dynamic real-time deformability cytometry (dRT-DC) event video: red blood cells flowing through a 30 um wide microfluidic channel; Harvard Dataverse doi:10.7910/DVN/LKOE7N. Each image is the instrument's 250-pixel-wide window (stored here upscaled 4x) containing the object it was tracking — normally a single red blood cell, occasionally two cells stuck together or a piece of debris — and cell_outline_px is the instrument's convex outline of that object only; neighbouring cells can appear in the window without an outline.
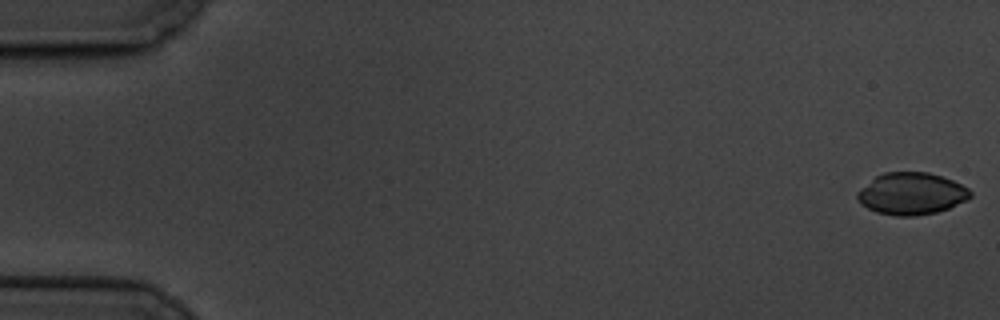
{"species": "common noctule bat (a hibernating species)", "species_latin": "Nyctalus noctula", "temperature_condition": "cold", "stored_images_in_passage": 7, "camera_frame_rate_fps": 3000, "um_per_image_px": 0.085, "animal": {"sex": "male", "body_mass_g": 19.5, "forearm_length_mm": 54.6}, "frame": {"image": 1, "passage_image": 1, "time_ms": 0.0, "image_size_px": [1000, 320], "cell_outline_px": [[972, 196], [948, 208], [936, 212], [916, 216], [896, 216], [876, 212], [860, 204], [856, 196], [856, 192], [860, 188], [876, 176], [884, 172], [928, 172], [952, 180], [968, 188], [972, 192]], "centroid_in_image_um": [77.43, 16.46], "position_along_channel_um": 7.6, "area_um2": 27.57}}
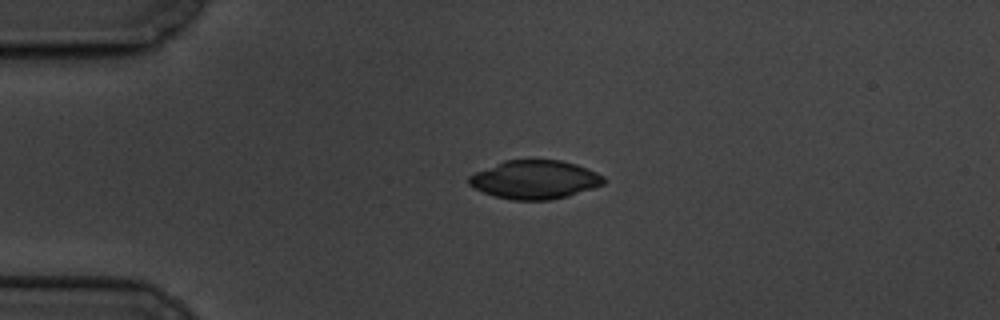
{"frame": {"image": 2, "passage_image": 5, "time_ms": 4.333, "image_size_px": [1000, 320], "cell_outline_px": [[604, 184], [568, 196], [548, 200], [512, 200], [496, 196], [484, 192], [468, 184], [468, 176], [476, 172], [504, 160], [560, 160], [576, 164], [588, 168], [604, 176]], "centroid_in_image_um": [45.47, 15.26], "position_along_channel_um": 39.5, "area_um2": 30.11}}